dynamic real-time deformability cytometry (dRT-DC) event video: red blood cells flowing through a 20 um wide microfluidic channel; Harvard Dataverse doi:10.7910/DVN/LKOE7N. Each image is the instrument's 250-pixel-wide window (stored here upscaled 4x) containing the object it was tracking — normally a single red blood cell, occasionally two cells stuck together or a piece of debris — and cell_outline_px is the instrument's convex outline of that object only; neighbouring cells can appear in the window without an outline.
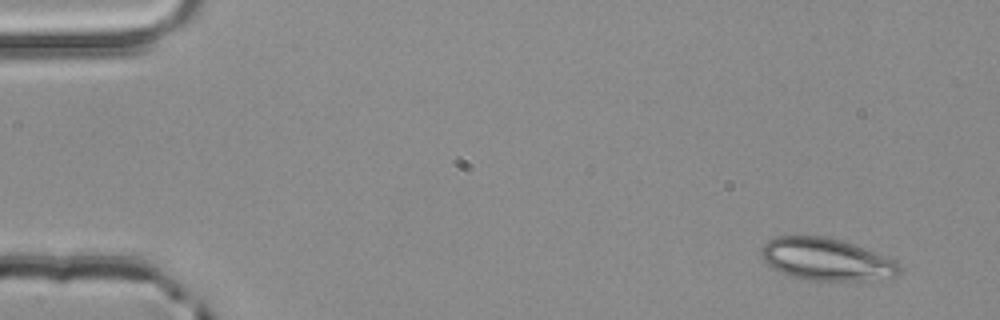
{"species": "common noctule bat (a hibernating species)", "species_latin": "Nyctalus noctula", "temperature_condition": "room temperature", "stored_images_in_passage": 4, "camera_frame_rate_fps": 3000, "um_per_image_px": 0.085, "animal": {"sex": "male", "body_mass_g": 20.4}, "frame": {"image": 1, "passage_image": 1, "time_ms": 0.0, "image_size_px": [1000, 320], "cell_outline_px": [[900, 272], [896, 276], [860, 280], [808, 280], [788, 276], [780, 272], [768, 264], [764, 260], [760, 252], [760, 248], [768, 240], [776, 236], [824, 236], [840, 240], [864, 248], [892, 260], [900, 264]], "centroid_in_image_um": [70.17, 22.04], "position_along_channel_um": 14.8, "area_um2": 33.58}}